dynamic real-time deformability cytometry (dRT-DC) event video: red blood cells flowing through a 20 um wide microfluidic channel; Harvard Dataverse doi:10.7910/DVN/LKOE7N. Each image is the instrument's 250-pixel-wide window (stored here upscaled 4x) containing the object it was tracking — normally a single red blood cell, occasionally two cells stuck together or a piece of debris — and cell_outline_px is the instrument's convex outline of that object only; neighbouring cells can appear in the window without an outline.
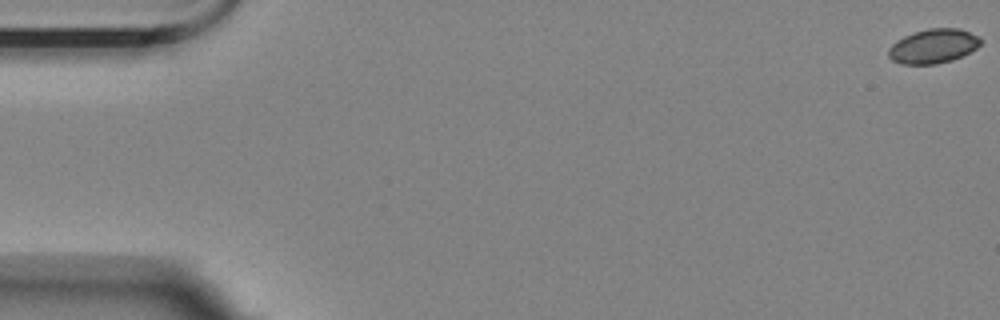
{"species": "Egyptian fruit bat (a non-hibernating species)", "species_latin": "Rousettus aegyptiacus", "temperature_condition": "room temperature", "stored_images_in_passage": 53, "camera_frame_rate_fps": 3000, "um_per_image_px": 0.085, "animal": {"sex": "female"}, "frame": {"image": 1, "passage_image": 1, "time_ms": 0.0, "image_size_px": [1000, 320], "cell_outline_px": [[980, 44], [976, 48], [952, 60], [936, 64], [900, 64], [892, 60], [888, 56], [888, 48], [896, 40], [904, 36], [928, 28], [960, 28], [980, 36]], "centroid_in_image_um": [79.31, 3.92], "position_along_channel_um": 5.7, "area_um2": 18.38}}
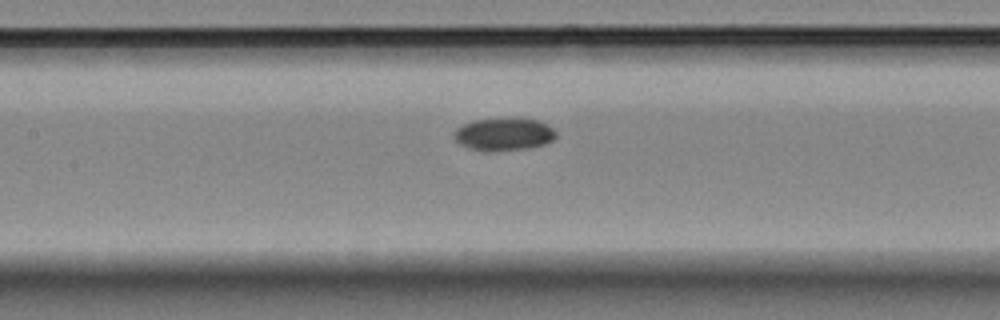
{"frame": {"image": 2, "passage_image": 27, "time_ms": 8.667, "image_size_px": [1000, 320], "cell_outline_px": [[556, 136], [552, 140], [544, 144], [528, 148], [492, 152], [484, 152], [468, 148], [460, 144], [452, 136], [452, 132], [456, 128], [472, 120], [516, 116], [536, 120], [552, 128], [556, 132]], "centroid_in_image_um": [42.77, 11.4], "position_along_channel_um": 164.6, "area_um2": 20.0}}
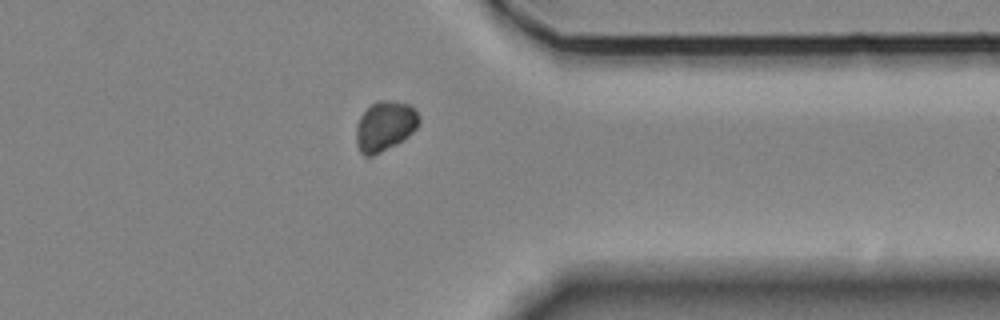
{"frame": {"image": 3, "passage_image": 46, "time_ms": 15.0, "image_size_px": [1000, 320], "cell_outline_px": [[420, 124], [408, 136], [396, 144], [372, 156], [364, 156], [360, 152], [356, 144], [356, 124], [360, 116], [376, 100], [392, 100], [408, 104], [420, 116]], "centroid_in_image_um": [32.7, 10.71], "position_along_channel_um": 378.7, "area_um2": 18.32}}